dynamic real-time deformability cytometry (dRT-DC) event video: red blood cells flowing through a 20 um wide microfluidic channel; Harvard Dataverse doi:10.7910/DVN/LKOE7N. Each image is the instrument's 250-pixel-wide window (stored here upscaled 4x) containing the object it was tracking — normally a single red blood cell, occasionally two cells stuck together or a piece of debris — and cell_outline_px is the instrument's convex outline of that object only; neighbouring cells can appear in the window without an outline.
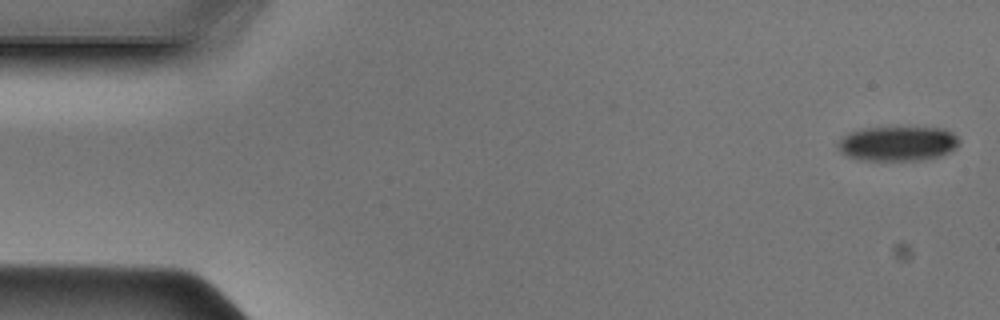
{"species": "Egyptian fruit bat (a non-hibernating species)", "species_latin": "Rousettus aegyptiacus", "temperature_condition": "cold", "stored_images_in_passage": 47, "camera_frame_rate_fps": 3000, "um_per_image_px": 0.085, "animal": {"sex": "male"}, "frame": {"image": 1, "passage_image": 1, "time_ms": 0.0, "image_size_px": [1000, 320], "cell_outline_px": [[960, 144], [956, 148], [940, 156], [924, 160], [856, 160], [840, 152], [836, 148], [836, 144], [848, 132], [864, 128], [944, 128], [952, 132], [960, 140]], "centroid_in_image_um": [76.29, 12.21], "position_along_channel_um": 8.7, "area_um2": 24.68}}
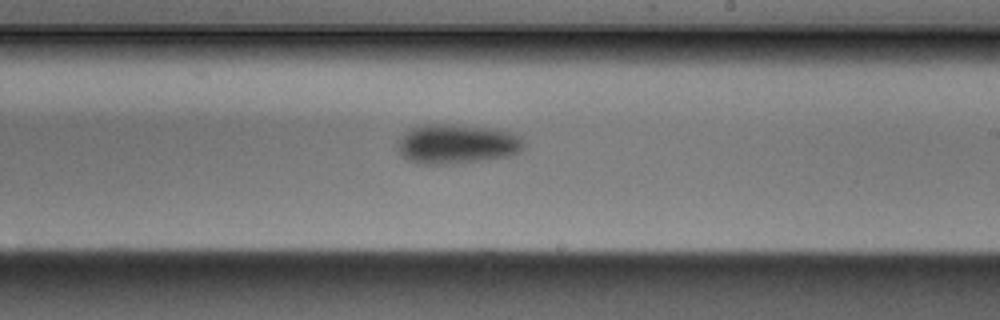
{"frame": {"image": 2, "passage_image": 27, "time_ms": 8.667, "image_size_px": [1000, 320], "cell_outline_px": [[528, 144], [520, 152], [512, 156], [488, 160], [460, 164], [416, 164], [408, 160], [396, 148], [396, 144], [404, 132], [420, 124], [448, 124], [496, 128], [512, 132], [520, 136]], "centroid_in_image_um": [38.89, 12.25], "position_along_channel_um": 250.1, "area_um2": 30.06}}
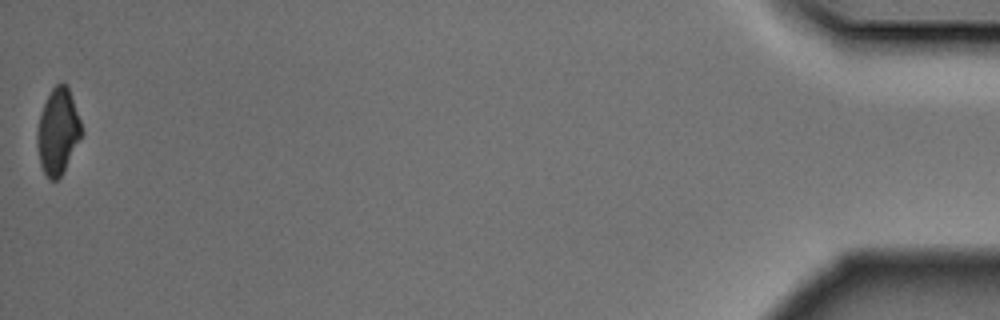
{"frame": {"image": 3, "passage_image": 47, "time_ms": 15.333, "image_size_px": [1000, 320], "cell_outline_px": [[84, 132], [64, 172], [56, 180], [48, 180], [40, 164], [36, 140], [36, 132], [40, 116], [44, 104], [52, 88], [56, 84], [68, 84]], "centroid_in_image_um": [4.93, 11.19], "position_along_channel_um": 430.3, "area_um2": 22.31}}